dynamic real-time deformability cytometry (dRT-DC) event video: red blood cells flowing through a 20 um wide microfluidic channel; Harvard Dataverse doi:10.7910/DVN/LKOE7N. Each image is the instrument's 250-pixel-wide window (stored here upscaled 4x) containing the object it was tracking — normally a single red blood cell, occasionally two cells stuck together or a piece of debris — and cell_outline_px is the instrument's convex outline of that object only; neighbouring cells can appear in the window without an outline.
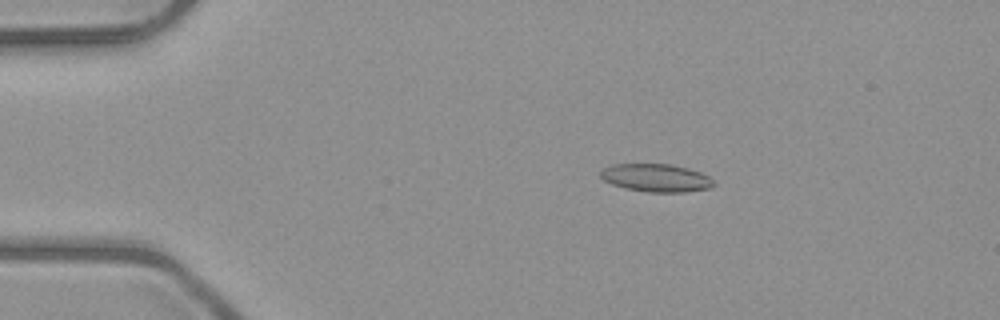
{"species": "common noctule bat (a hibernating species)", "species_latin": "Nyctalus noctula", "temperature_condition": "room temperature", "stored_images_in_passage": 52, "camera_frame_rate_fps": 3000, "um_per_image_px": 0.085, "animal": {"sex": "male", "body_mass_g": 23.1, "forearm_length_mm": 52.7}, "frame": {"image": 1, "passage_image": 10, "time_ms": 3.0, "image_size_px": [1000, 320], "cell_outline_px": [[716, 184], [712, 188], [684, 192], [648, 192], [624, 188], [612, 184], [604, 180], [600, 176], [600, 172], [604, 168], [612, 164], [672, 164], [688, 168], [700, 172], [708, 176]], "centroid_in_image_um": [55.78, 15.12], "position_along_channel_um": 29.2, "area_um2": 18.5}}
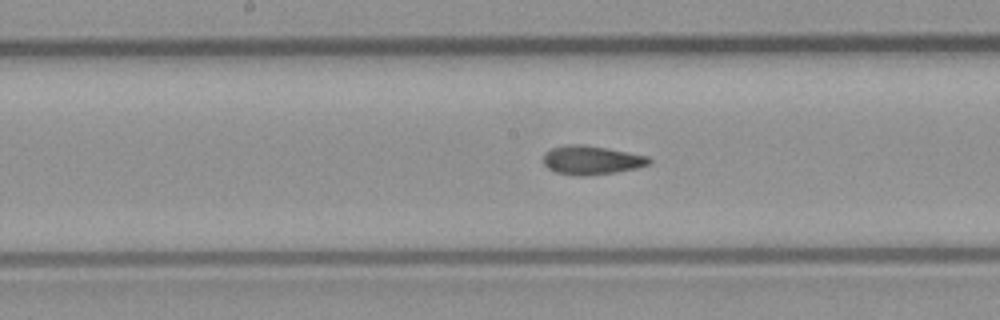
{"frame": {"image": 2, "passage_image": 27, "time_ms": 8.667, "image_size_px": [1000, 320], "cell_outline_px": [[652, 164], [636, 168], [616, 172], [584, 176], [576, 176], [556, 172], [548, 168], [544, 164], [544, 152], [552, 148], [568, 144], [580, 144], [604, 148], [648, 156], [652, 160]], "centroid_in_image_um": [50.28, 13.62], "position_along_channel_um": 197.9, "area_um2": 17.69}}
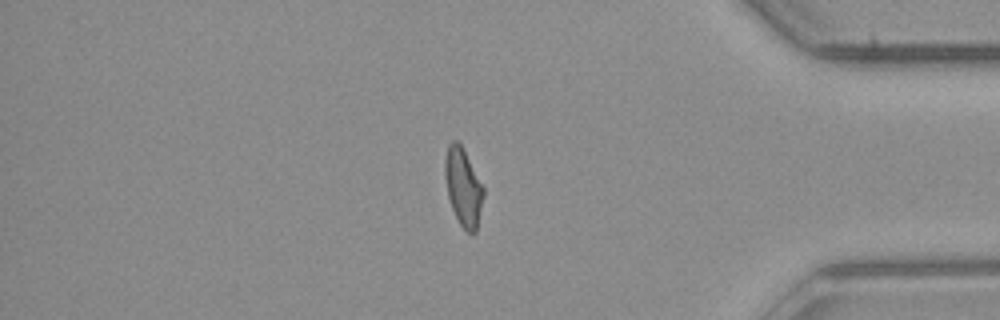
{"frame": {"image": 3, "passage_image": 44, "time_ms": 14.333, "image_size_px": [1000, 320], "cell_outline_px": [[484, 196], [476, 232], [468, 232], [460, 224], [452, 208], [448, 196], [444, 172], [444, 160], [448, 144], [452, 140], [456, 140], [460, 144], [484, 188]], "centroid_in_image_um": [39.36, 15.89], "position_along_channel_um": 395.8, "area_um2": 17.17}, "authors_computed_cell_mechanics": {"area_um2": 17.918, "velocity_mm_per_s": 4.0335, "shape_relaxation_time_tau1_ms": null, "shape_relaxation_time_tau2_ms": 1.7713, "deformation_change_tau1": null, "deformation_change_tau2": 0.0915}}